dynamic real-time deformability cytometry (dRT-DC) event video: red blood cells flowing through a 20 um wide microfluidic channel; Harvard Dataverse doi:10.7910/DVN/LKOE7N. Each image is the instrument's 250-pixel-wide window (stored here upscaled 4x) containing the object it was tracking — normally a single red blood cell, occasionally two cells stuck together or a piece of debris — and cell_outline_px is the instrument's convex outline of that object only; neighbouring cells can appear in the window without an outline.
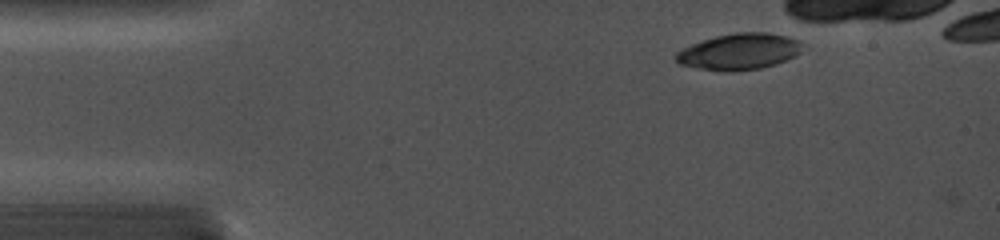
{"species": "common noctule bat (a hibernating species)", "species_latin": "Nyctalus noctula", "temperature_condition": "cold", "stored_images_in_passage": 2, "camera_frame_rate_fps": 5000, "um_per_image_px": 0.085, "animal": {"sex": "female", "body_mass_g": 19.0, "forearm_length_mm": 56.7}, "frame": {"image": 1, "passage_image": 1, "time_ms": 0.0, "image_size_px": [1000, 240], "cell_outline_px": [[800, 52], [796, 56], [776, 64], [760, 68], [728, 72], [696, 68], [680, 64], [676, 60], [676, 52], [692, 44], [716, 36], [736, 32], [768, 32], [800, 40]], "centroid_in_image_um": [62.83, 4.39], "position_along_channel_um": 22.2, "area_um2": 26.53}}